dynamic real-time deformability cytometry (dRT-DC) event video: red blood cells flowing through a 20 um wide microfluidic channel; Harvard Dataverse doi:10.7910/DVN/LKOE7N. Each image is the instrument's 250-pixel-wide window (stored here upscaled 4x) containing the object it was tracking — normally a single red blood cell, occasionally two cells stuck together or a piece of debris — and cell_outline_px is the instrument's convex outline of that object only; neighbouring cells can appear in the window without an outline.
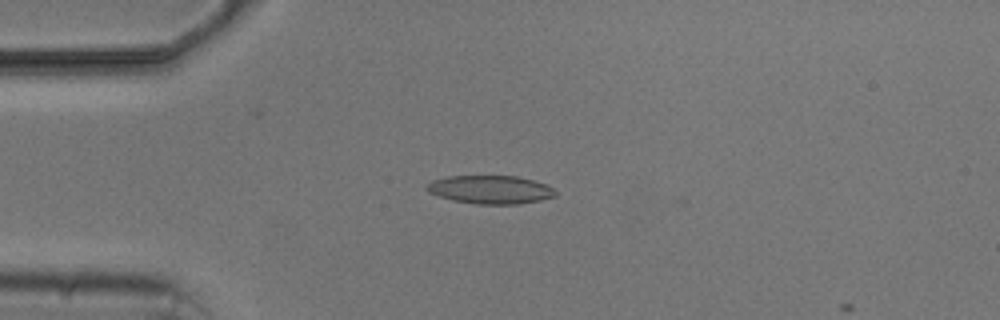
{"species": "common noctule bat (a hibernating species)", "species_latin": "Nyctalus noctula", "temperature_condition": "cold", "stored_images_in_passage": 4, "camera_frame_rate_fps": 3000, "um_per_image_px": 0.085, "animal": {"sex": "male", "body_mass_g": 20.5, "forearm_length_mm": 52.5}, "frame": {"image": 1, "passage_image": 3, "time_ms": 3.333, "image_size_px": [1000, 320], "cell_outline_px": [[556, 196], [540, 200], [520, 204], [476, 204], [452, 200], [428, 192], [424, 188], [432, 180], [448, 176], [516, 176], [548, 184], [556, 192]], "centroid_in_image_um": [41.69, 16.12], "position_along_channel_um": 43.3, "area_um2": 21.27}}